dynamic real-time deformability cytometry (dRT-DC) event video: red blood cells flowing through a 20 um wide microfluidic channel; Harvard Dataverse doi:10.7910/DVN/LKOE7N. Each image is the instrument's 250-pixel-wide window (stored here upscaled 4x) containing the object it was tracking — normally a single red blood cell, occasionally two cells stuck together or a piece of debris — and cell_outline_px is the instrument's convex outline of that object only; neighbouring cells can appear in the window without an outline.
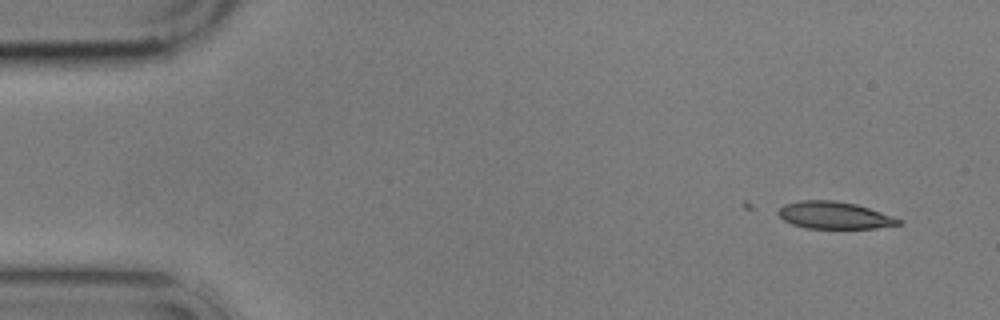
{"species": "common noctule bat (a hibernating species)", "species_latin": "Nyctalus noctula", "temperature_condition": "cold", "stored_images_in_passage": 3, "camera_frame_rate_fps": 3000, "um_per_image_px": 0.085, "animal": {"sex": "male", "body_mass_g": 17.9}, "frame": {"image": 1, "passage_image": 1, "time_ms": 0.0, "image_size_px": [1000, 320], "cell_outline_px": [[904, 224], [876, 228], [804, 228], [792, 224], [784, 220], [776, 212], [784, 204], [800, 200], [836, 200], [856, 204], [904, 220]], "centroid_in_image_um": [70.93, 18.3], "position_along_channel_um": 14.1, "area_um2": 19.13}}